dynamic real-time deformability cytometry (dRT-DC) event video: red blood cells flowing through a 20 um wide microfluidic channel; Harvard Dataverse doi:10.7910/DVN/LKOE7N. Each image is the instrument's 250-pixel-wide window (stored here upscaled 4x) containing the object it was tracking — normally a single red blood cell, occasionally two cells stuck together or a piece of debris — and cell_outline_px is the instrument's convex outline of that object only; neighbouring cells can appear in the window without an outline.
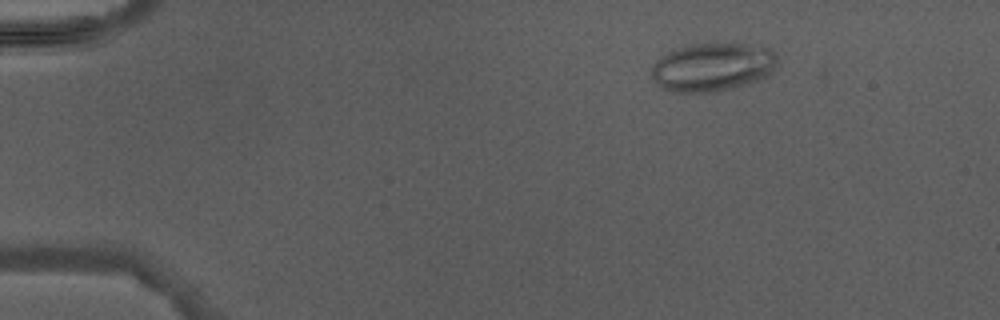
{"species": "Egyptian fruit bat (a non-hibernating species)", "species_latin": "Rousettus aegyptiacus", "temperature_condition": "warm", "stored_images_in_passage": 3, "camera_frame_rate_fps": 3000, "um_per_image_px": 0.085, "animal": {"sex": "male"}, "frame": {"image": 1, "passage_image": 2, "time_ms": 1.333, "image_size_px": [1000, 320], "cell_outline_px": [[776, 60], [772, 72], [756, 80], [744, 84], [712, 92], [676, 92], [664, 88], [652, 76], [652, 64], [660, 56], [668, 52], [688, 44], [716, 40], [772, 48], [776, 52]], "centroid_in_image_um": [60.56, 5.63], "position_along_channel_um": 24.4, "area_um2": 35.72}}